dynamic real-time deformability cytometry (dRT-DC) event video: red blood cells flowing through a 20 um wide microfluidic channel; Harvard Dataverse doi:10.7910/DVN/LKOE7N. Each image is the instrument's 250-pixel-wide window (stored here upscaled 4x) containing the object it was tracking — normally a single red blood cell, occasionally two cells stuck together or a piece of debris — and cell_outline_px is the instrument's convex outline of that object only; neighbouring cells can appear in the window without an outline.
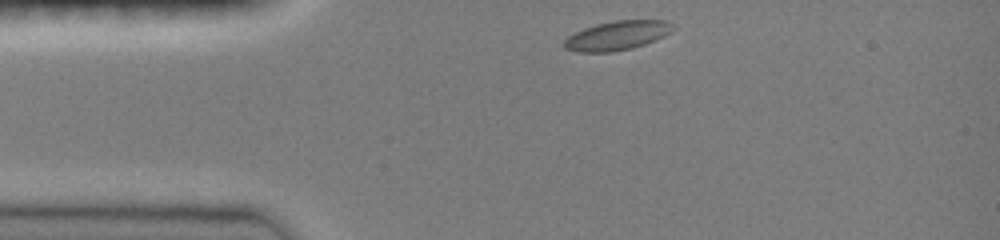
{"species": "common noctule bat (a hibernating species)", "species_latin": "Nyctalus noctula", "temperature_condition": "room temperature", "stored_images_in_passage": 34, "camera_frame_rate_fps": 3000, "um_per_image_px": 0.085, "animal": {"sex": "female", "body_mass_g": 19.0, "forearm_length_mm": 51.5}, "frame": {"image": 1, "passage_image": 1, "time_ms": 0.0, "image_size_px": [1000, 240], "cell_outline_px": [[676, 28], [672, 32], [656, 40], [632, 48], [612, 52], [576, 52], [564, 48], [564, 40], [568, 36], [584, 28], [596, 24], [616, 20], [668, 20]], "centroid_in_image_um": [52.49, 3.02], "position_along_channel_um": 32.5, "area_um2": 18.61}}
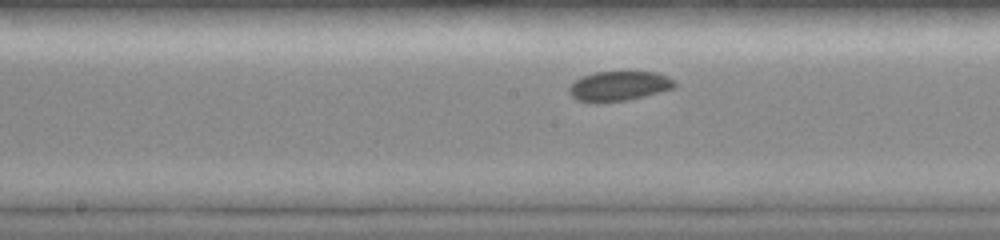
{"frame": {"image": 2, "passage_image": 16, "time_ms": 5.0, "image_size_px": [1000, 240], "cell_outline_px": [[676, 84], [672, 88], [660, 92], [628, 100], [596, 104], [576, 100], [568, 92], [568, 88], [576, 80], [584, 76], [596, 72], [656, 72], [668, 76], [676, 80]], "centroid_in_image_um": [52.6, 7.33], "position_along_channel_um": 195.6, "area_um2": 18.44}}
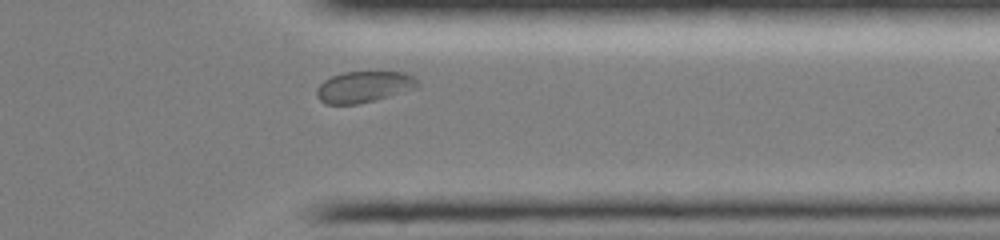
{"frame": {"image": 3, "passage_image": 30, "time_ms": 9.667, "image_size_px": [1000, 240], "cell_outline_px": [[420, 84], [416, 88], [388, 96], [356, 104], [324, 104], [316, 96], [316, 88], [324, 80], [332, 76], [344, 72], [404, 72], [416, 76]], "centroid_in_image_um": [30.93, 7.37], "position_along_channel_um": 380.5, "area_um2": 18.32}, "authors_computed_cell_mechanics": {"area_um2": 18.1203, "velocity_mm_per_s": 3.9276, "shape_relaxation_time_tau1_ms": 3.6468, "shape_relaxation_time_tau2_ms": 3.3962, "deformation_change_tau1": 0.0577, "deformation_change_tau2": 0.0479}}